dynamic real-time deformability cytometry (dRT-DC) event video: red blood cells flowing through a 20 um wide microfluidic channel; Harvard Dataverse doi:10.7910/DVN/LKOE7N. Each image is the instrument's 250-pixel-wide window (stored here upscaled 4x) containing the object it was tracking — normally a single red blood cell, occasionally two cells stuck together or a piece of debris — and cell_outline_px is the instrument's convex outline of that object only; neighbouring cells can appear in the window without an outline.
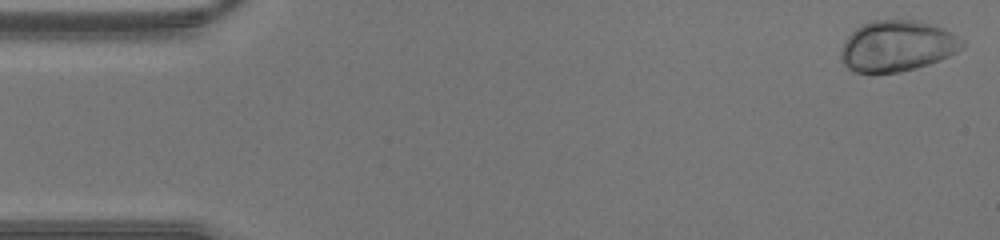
{"species": "human", "species_latin": "Homo sapiens", "temperature_condition": "warm", "stored_images_in_passage": 42, "camera_frame_rate_fps": 3000, "um_per_image_px": 0.085, "donor": {"sex": "male"}, "frame": {"image": 1, "passage_image": 1, "time_ms": 0.0, "image_size_px": [1000, 240], "cell_outline_px": [[964, 48], [940, 60], [916, 68], [900, 72], [872, 76], [856, 72], [848, 68], [840, 60], [840, 48], [844, 40], [856, 28], [872, 20], [920, 20], [944, 28], [952, 32], [964, 40]], "centroid_in_image_um": [76.24, 3.94], "position_along_channel_um": 8.8, "area_um2": 36.88}}
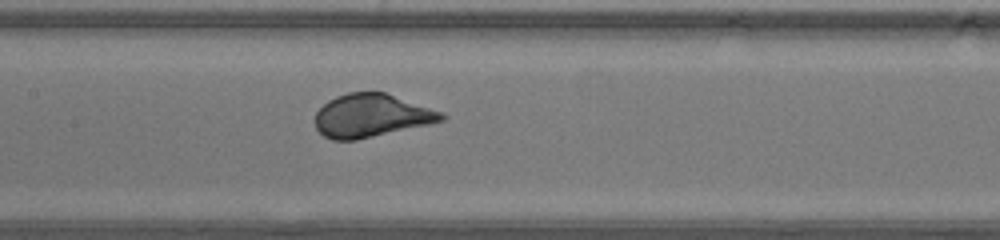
{"frame": {"image": 2, "passage_image": 20, "time_ms": 6.333, "image_size_px": [1000, 240], "cell_outline_px": [[448, 116], [444, 120], [428, 124], [356, 140], [332, 140], [324, 136], [316, 128], [316, 112], [328, 100], [336, 96], [348, 92], [384, 92], [444, 112]], "centroid_in_image_um": [31.57, 9.82], "position_along_channel_um": 175.8, "area_um2": 31.62}}
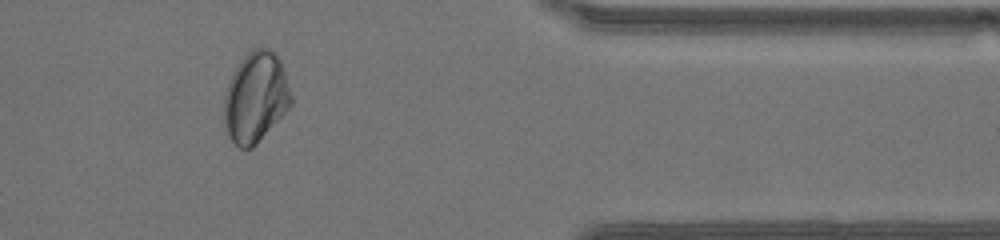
{"frame": {"image": 3, "passage_image": 35, "time_ms": 11.333, "image_size_px": [1000, 240], "cell_outline_px": [[292, 104], [256, 144], [252, 148], [240, 148], [232, 140], [228, 132], [224, 120], [224, 96], [228, 84], [240, 60], [252, 48], [268, 48], [280, 60], [292, 96]], "centroid_in_image_um": [21.73, 8.26], "position_along_channel_um": 389.7, "area_um2": 34.68}}